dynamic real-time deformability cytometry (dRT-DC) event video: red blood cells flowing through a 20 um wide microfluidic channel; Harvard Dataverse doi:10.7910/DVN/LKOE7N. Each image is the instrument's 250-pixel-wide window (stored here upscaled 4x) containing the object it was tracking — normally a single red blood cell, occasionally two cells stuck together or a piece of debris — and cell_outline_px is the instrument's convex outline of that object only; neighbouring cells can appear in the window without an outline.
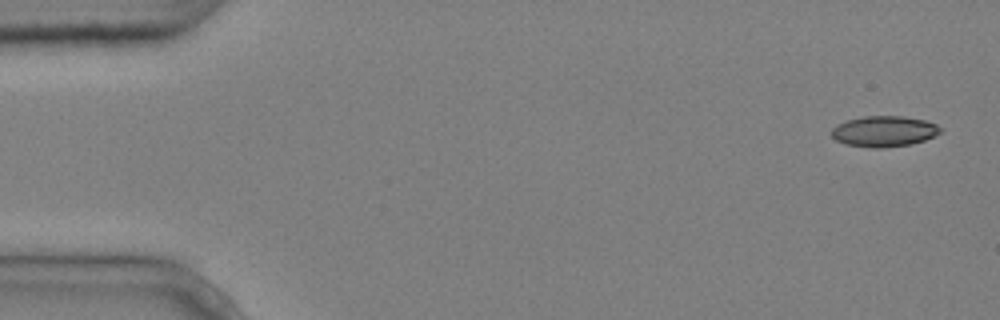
{"species": "common noctule bat (a hibernating species)", "species_latin": "Nyctalus noctula", "temperature_condition": "cold", "stored_images_in_passage": 5, "camera_frame_rate_fps": 3000, "um_per_image_px": 0.085, "animal": {"sex": "male", "body_mass_g": 20.4}, "frame": {"image": 1, "passage_image": 1, "time_ms": 0.0, "image_size_px": [1000, 320], "cell_outline_px": [[940, 132], [924, 140], [908, 144], [884, 148], [872, 148], [844, 144], [836, 140], [832, 136], [832, 128], [836, 124], [848, 120], [864, 116], [904, 116], [924, 120], [936, 124], [940, 128]], "centroid_in_image_um": [75.1, 11.16], "position_along_channel_um": 9.9, "area_um2": 19.36}}
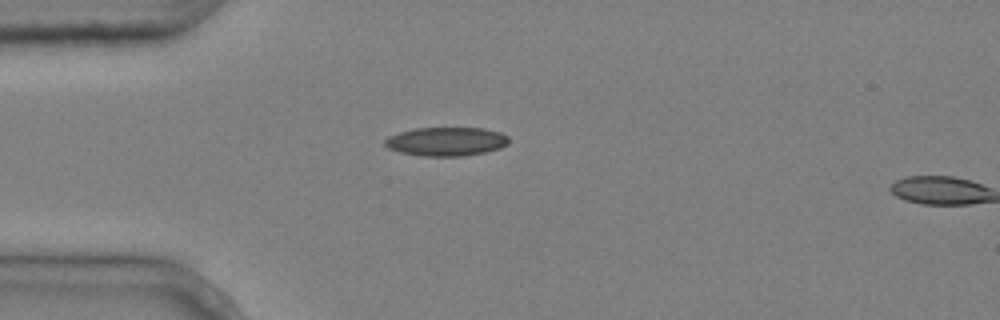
{"frame": {"image": 2, "passage_image": 4, "time_ms": 1.0, "image_size_px": [1000, 320], "cell_outline_px": [[508, 144], [500, 148], [484, 152], [464, 156], [424, 156], [400, 152], [388, 148], [384, 144], [384, 140], [388, 136], [400, 132], [416, 128], [484, 128], [500, 132], [508, 136]], "centroid_in_image_um": [37.93, 12.02], "position_along_channel_um": 47.1, "area_um2": 20.75}}